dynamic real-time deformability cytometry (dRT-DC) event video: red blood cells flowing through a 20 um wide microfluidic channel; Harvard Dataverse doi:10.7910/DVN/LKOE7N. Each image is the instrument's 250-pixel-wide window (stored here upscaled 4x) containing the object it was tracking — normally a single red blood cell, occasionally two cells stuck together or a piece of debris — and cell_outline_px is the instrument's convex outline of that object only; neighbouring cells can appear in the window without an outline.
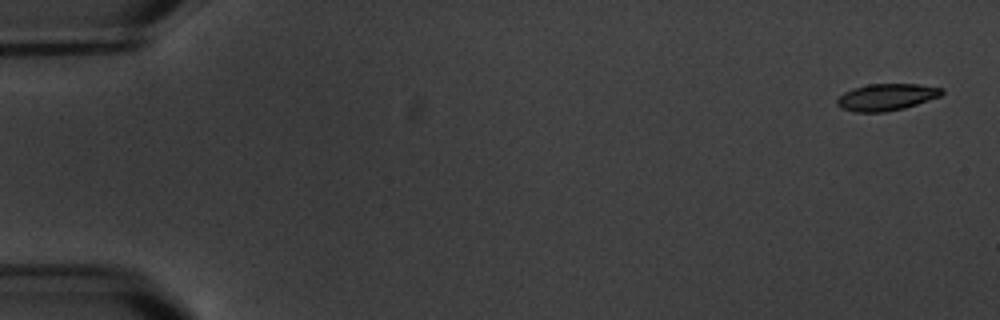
{"species": "common noctule bat (a hibernating species)", "species_latin": "Nyctalus noctula", "temperature_condition": "warm", "stored_images_in_passage": 7, "camera_frame_rate_fps": 3000, "um_per_image_px": 0.085, "animal": {"sex": "male", "body_mass_g": 20.1, "forearm_length_mm": 53.5}, "frame": {"image": 1, "passage_image": 1, "time_ms": 0.0, "image_size_px": [1000, 320], "cell_outline_px": [[944, 92], [940, 96], [904, 108], [884, 112], [856, 112], [840, 108], [836, 104], [836, 100], [844, 92], [852, 88], [868, 84], [916, 84], [944, 88]], "centroid_in_image_um": [75.32, 8.25], "position_along_channel_um": 9.7, "area_um2": 16.36}}
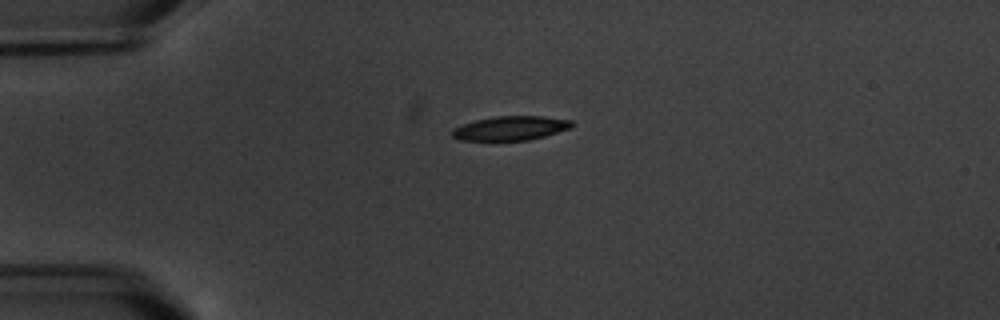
{"frame": {"image": 2, "passage_image": 5, "time_ms": 4.333, "image_size_px": [1000, 320], "cell_outline_px": [[576, 124], [572, 128], [544, 136], [528, 140], [460, 140], [452, 136], [452, 128], [476, 120], [496, 116], [544, 116], [572, 120]], "centroid_in_image_um": [43.45, 10.89], "position_along_channel_um": 41.5, "area_um2": 16.88}}